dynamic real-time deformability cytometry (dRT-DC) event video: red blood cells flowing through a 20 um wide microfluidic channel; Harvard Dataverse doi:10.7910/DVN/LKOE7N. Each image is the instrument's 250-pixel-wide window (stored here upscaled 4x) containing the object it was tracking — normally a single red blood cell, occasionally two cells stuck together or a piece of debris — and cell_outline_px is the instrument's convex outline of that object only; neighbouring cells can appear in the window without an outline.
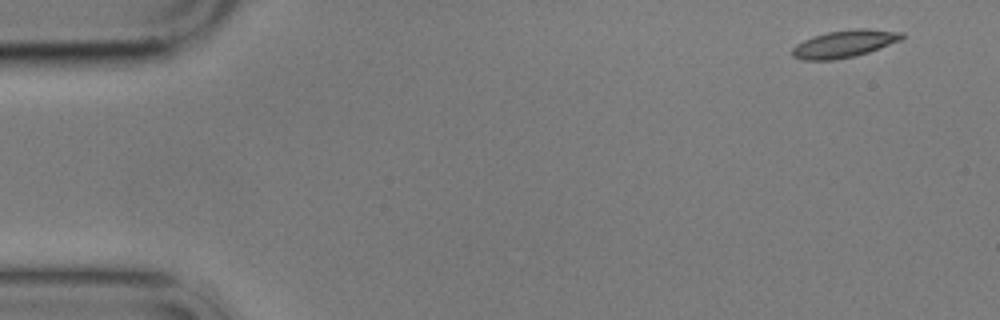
{"species": "common noctule bat (a hibernating species)", "species_latin": "Nyctalus noctula", "temperature_condition": "cold", "stored_images_in_passage": 8, "camera_frame_rate_fps": 3000, "um_per_image_px": 0.085, "animal": {"sex": "male", "body_mass_g": 17.9}, "frame": {"image": 1, "passage_image": 1, "time_ms": 0.0, "image_size_px": [1000, 320], "cell_outline_px": [[908, 36], [900, 40], [868, 52], [856, 56], [832, 60], [804, 60], [792, 56], [792, 48], [796, 44], [812, 36], [828, 32], [856, 28], [860, 28], [904, 32]], "centroid_in_image_um": [71.78, 3.72], "position_along_channel_um": 13.2, "area_um2": 17.46}}
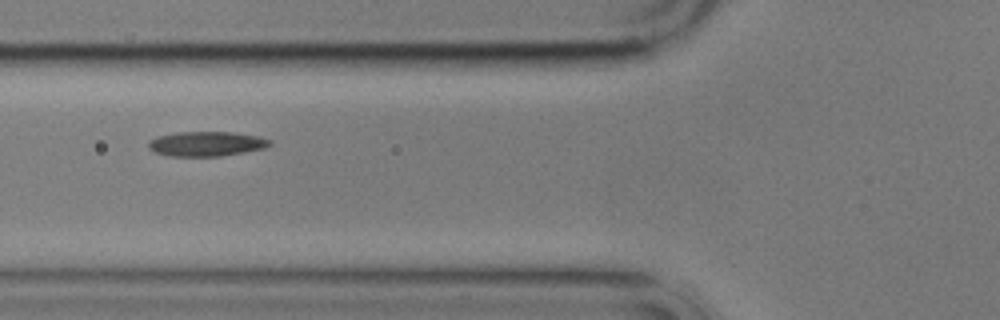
{"frame": {"image": 2, "passage_image": 6, "time_ms": 6.0, "image_size_px": [1000, 320], "cell_outline_px": [[272, 144], [264, 148], [244, 152], [220, 156], [168, 156], [152, 152], [148, 148], [148, 140], [156, 136], [176, 132], [232, 132], [260, 136], [272, 140]], "centroid_in_image_um": [17.51, 12.22], "position_along_channel_um": 108.3, "area_um2": 17.74}}
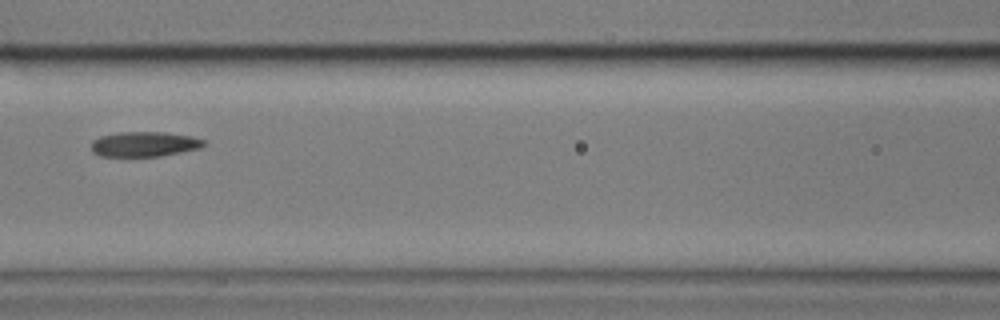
{"frame": {"image": 3, "passage_image": 7, "time_ms": 7.333, "image_size_px": [1000, 320], "cell_outline_px": [[208, 144], [200, 148], [160, 156], [100, 156], [92, 152], [92, 140], [100, 136], [120, 132], [164, 132], [192, 136], [204, 140]], "centroid_in_image_um": [12.28, 12.25], "position_along_channel_um": 154.3, "area_um2": 16.42}}